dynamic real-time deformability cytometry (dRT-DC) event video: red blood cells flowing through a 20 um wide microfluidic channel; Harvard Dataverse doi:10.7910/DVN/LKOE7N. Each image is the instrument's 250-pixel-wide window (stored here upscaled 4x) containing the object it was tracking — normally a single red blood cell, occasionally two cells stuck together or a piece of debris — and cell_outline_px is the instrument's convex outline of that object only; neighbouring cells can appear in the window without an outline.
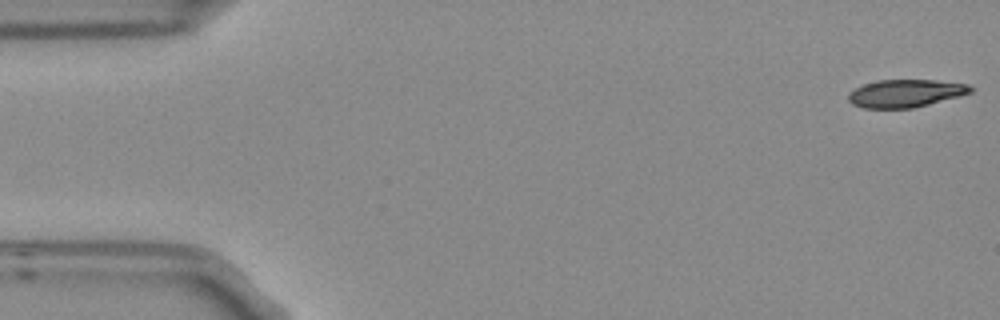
{"species": "Egyptian fruit bat (a non-hibernating species)", "species_latin": "Rousettus aegyptiacus", "temperature_condition": "room temperature", "stored_images_in_passage": 4, "camera_frame_rate_fps": 3000, "um_per_image_px": 0.085, "frame": {"image": 1, "passage_image": 1, "time_ms": 0.0, "image_size_px": [1000, 320], "cell_outline_px": [[972, 92], [960, 96], [912, 108], [864, 108], [852, 104], [848, 100], [848, 92], [864, 84], [876, 80], [932, 80], [968, 84], [972, 88]], "centroid_in_image_um": [76.94, 7.93], "position_along_channel_um": 8.1, "area_um2": 19.65}}
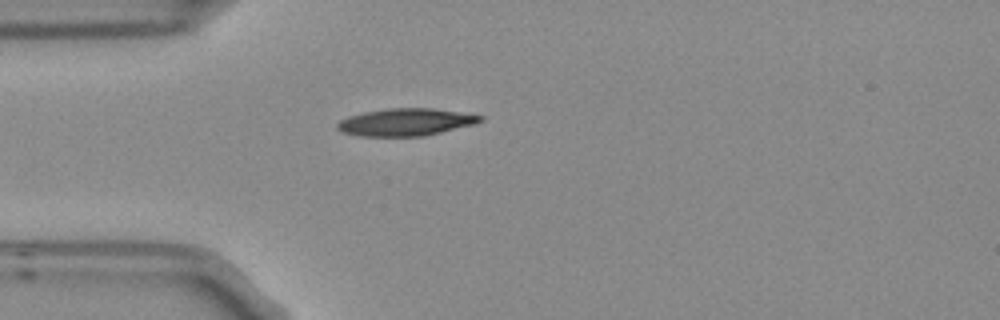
{"frame": {"image": 2, "passage_image": 4, "time_ms": 1.0, "image_size_px": [1000, 320], "cell_outline_px": [[484, 120], [476, 124], [424, 136], [356, 136], [340, 132], [336, 128], [336, 124], [340, 120], [348, 116], [364, 112], [388, 108], [432, 108], [484, 116]], "centroid_in_image_um": [34.46, 10.38], "position_along_channel_um": 50.5, "area_um2": 22.95}}